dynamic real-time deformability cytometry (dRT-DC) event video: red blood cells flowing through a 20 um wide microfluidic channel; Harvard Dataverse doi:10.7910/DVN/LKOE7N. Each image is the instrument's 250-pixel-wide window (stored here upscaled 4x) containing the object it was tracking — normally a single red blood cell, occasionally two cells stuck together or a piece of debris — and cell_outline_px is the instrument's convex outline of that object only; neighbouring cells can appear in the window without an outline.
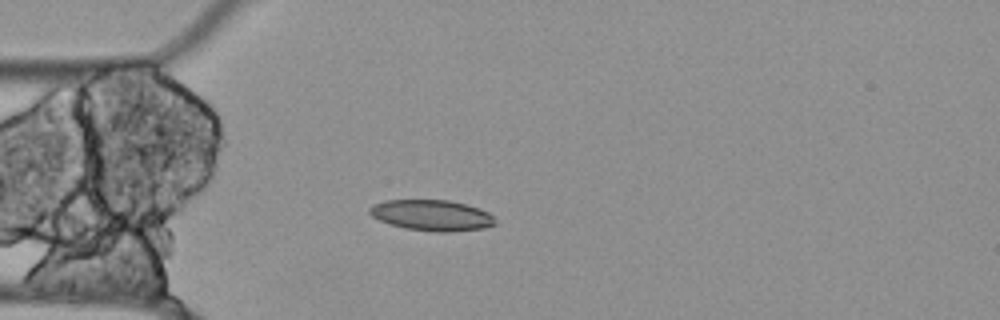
{"species": "Egyptian fruit bat (a non-hibernating species)", "species_latin": "Rousettus aegyptiacus", "temperature_condition": "cold", "stored_images_in_passage": 42, "camera_frame_rate_fps": 3000, "um_per_image_px": 0.085, "animal": {"sex": "female"}, "frame": {"image": 1, "passage_image": 2, "time_ms": 0.333, "image_size_px": [1000, 320], "cell_outline_px": [[496, 224], [484, 228], [452, 232], [436, 232], [408, 228], [392, 224], [380, 220], [372, 216], [368, 212], [368, 208], [372, 204], [384, 200], [448, 200], [480, 208], [488, 212], [496, 220]], "centroid_in_image_um": [36.71, 18.29], "position_along_channel_um": 48.3, "area_um2": 22.54}}
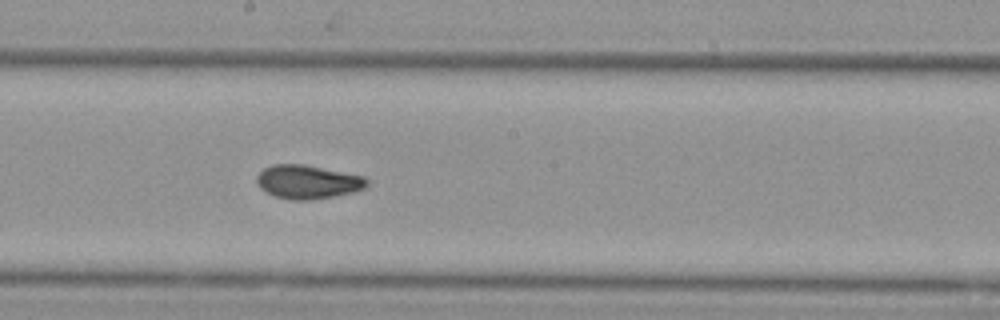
{"frame": {"image": 2, "passage_image": 17, "time_ms": 5.333, "image_size_px": [1000, 320], "cell_outline_px": [[368, 184], [364, 188], [352, 192], [332, 196], [308, 200], [292, 200], [276, 196], [260, 188], [256, 184], [256, 176], [264, 168], [272, 164], [304, 164], [364, 176], [368, 180]], "centroid_in_image_um": [26.13, 15.45], "position_along_channel_um": 222.1, "area_um2": 21.5}}
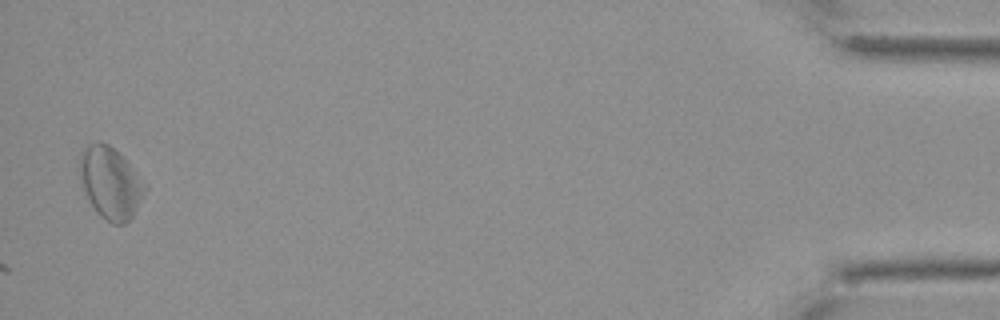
{"frame": {"image": 3, "passage_image": 42, "time_ms": 13.667, "image_size_px": [1000, 320], "cell_outline_px": [[148, 188], [132, 216], [124, 224], [112, 224], [104, 220], [100, 216], [92, 204], [84, 188], [80, 176], [80, 152], [92, 144], [100, 140], [108, 144], [128, 164]], "centroid_in_image_um": [9.39, 15.57], "position_along_channel_um": 425.8, "area_um2": 26.41}}